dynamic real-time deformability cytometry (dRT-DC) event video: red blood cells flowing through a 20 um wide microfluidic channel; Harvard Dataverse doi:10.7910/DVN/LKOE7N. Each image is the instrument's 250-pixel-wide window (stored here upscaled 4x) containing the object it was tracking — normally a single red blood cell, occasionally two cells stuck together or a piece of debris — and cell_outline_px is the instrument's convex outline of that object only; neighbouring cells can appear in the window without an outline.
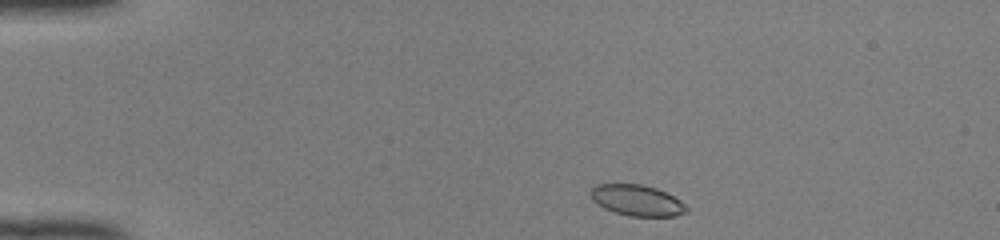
{"species": "common noctule bat (a hibernating species)", "species_latin": "Nyctalus noctula", "temperature_condition": "room temperature", "stored_images_in_passage": 41, "camera_frame_rate_fps": 3000, "um_per_image_px": 0.085, "animal": {"sex": "female", "body_mass_g": 22.0, "forearm_length_mm": 56.7}, "frame": {"image": 1, "passage_image": 1, "time_ms": 0.0, "image_size_px": [1000, 240], "cell_outline_px": [[688, 212], [676, 216], [628, 216], [604, 208], [592, 200], [592, 188], [596, 184], [640, 184], [656, 188], [680, 200], [688, 208]], "centroid_in_image_um": [54.16, 17.04], "position_along_channel_um": 30.8, "area_um2": 17.11}}
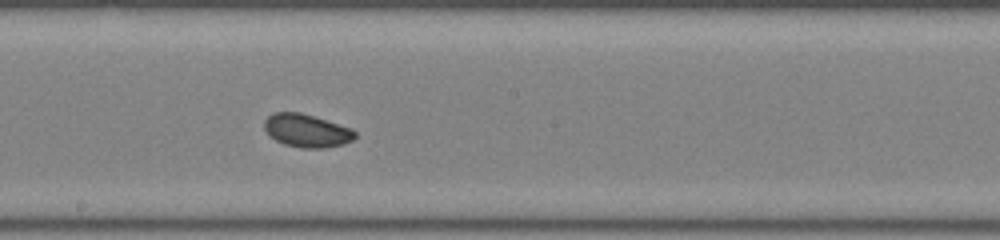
{"frame": {"image": 2, "passage_image": 20, "time_ms": 6.333, "image_size_px": [1000, 240], "cell_outline_px": [[356, 136], [352, 140], [344, 144], [324, 148], [300, 148], [284, 144], [268, 136], [264, 128], [264, 120], [272, 112], [300, 112], [352, 128], [356, 132]], "centroid_in_image_um": [26.05, 11.11], "position_along_channel_um": 222.2, "area_um2": 17.63}}
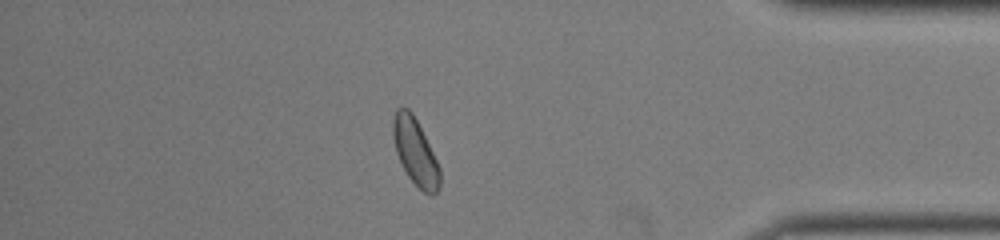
{"frame": {"image": 3, "passage_image": 35, "time_ms": 11.333, "image_size_px": [1000, 240], "cell_outline_px": [[440, 188], [432, 196], [424, 192], [408, 176], [396, 152], [392, 132], [392, 120], [396, 108], [408, 108], [412, 112], [440, 168]], "centroid_in_image_um": [35.29, 12.9], "position_along_channel_um": 399.9, "area_um2": 17.74}, "authors_computed_cell_mechanics": {"area_um2": 17.6868, "velocity_mm_per_s": 4.0902, "shape_relaxation_time_tau1_ms": 2.4853, "shape_relaxation_time_tau2_ms": 5.6603, "deformation_change_tau1": 0.0828, "deformation_change_tau2": 0.072}}